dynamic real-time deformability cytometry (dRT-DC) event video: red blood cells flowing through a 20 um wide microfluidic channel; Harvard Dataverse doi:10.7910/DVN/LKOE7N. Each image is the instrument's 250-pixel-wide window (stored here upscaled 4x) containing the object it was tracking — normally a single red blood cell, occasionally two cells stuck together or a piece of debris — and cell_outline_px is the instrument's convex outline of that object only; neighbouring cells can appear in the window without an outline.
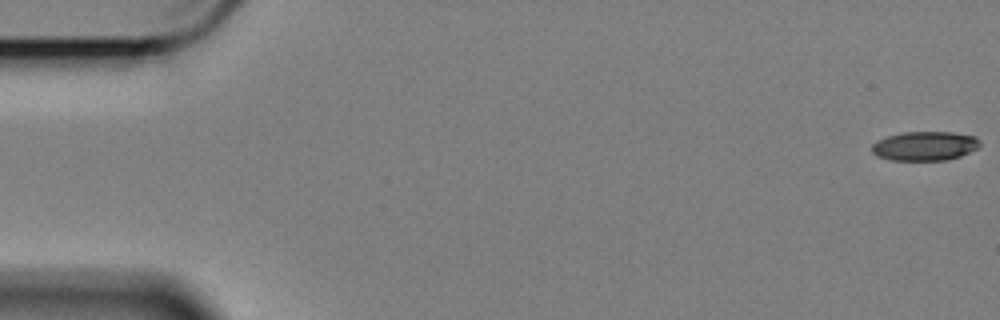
{"species": "Egyptian fruit bat (a non-hibernating species)", "species_latin": "Rousettus aegyptiacus", "temperature_condition": "cold", "stored_images_in_passage": 59, "camera_frame_rate_fps": 3000, "um_per_image_px": 0.085, "animal": {"sex": "female"}, "frame": {"image": 1, "passage_image": 1, "time_ms": 0.0, "image_size_px": [1000, 320], "cell_outline_px": [[980, 144], [976, 148], [960, 156], [948, 160], [892, 160], [880, 156], [872, 152], [872, 144], [888, 136], [904, 132], [952, 132], [976, 136], [980, 140]], "centroid_in_image_um": [78.65, 12.4], "position_along_channel_um": 6.4, "area_um2": 18.15}}
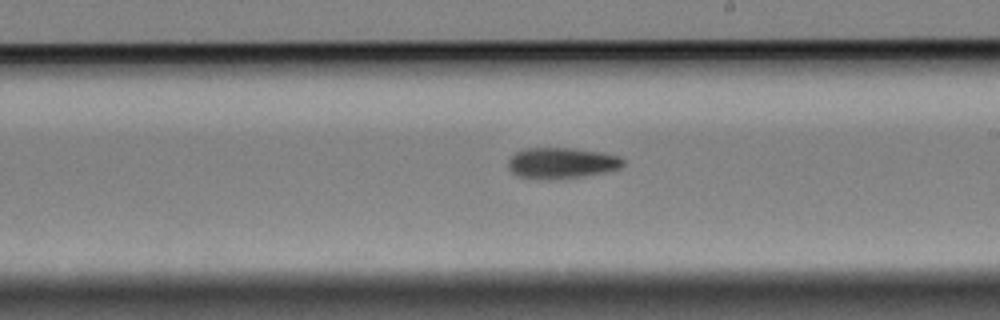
{"frame": {"image": 2, "passage_image": 34, "time_ms": 11.0, "image_size_px": [1000, 320], "cell_outline_px": [[624, 164], [620, 168], [604, 172], [584, 176], [556, 180], [544, 180], [516, 176], [508, 168], [508, 160], [516, 152], [528, 148], [572, 148], [600, 152], [620, 156], [624, 160]], "centroid_in_image_um": [47.72, 13.87], "position_along_channel_um": 241.3, "area_um2": 20.92}}
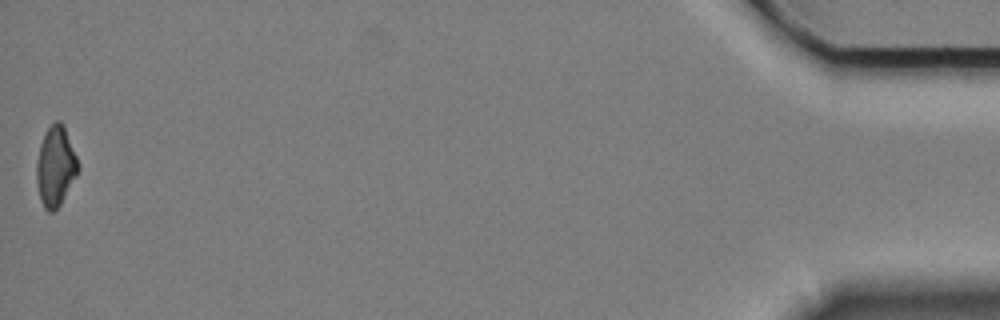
{"frame": {"image": 3, "passage_image": 59, "time_ms": 19.333, "image_size_px": [1000, 320], "cell_outline_px": [[80, 168], [76, 176], [60, 204], [52, 212], [48, 212], [44, 208], [40, 200], [36, 180], [36, 164], [40, 144], [48, 128], [56, 120], [60, 120], [64, 124], [76, 156]], "centroid_in_image_um": [4.72, 14.13], "position_along_channel_um": 430.5, "area_um2": 19.25}, "authors_computed_cell_mechanics": {"area_um2": 19.9988, "velocity_mm_per_s": 3.4003, "shape_relaxation_time_tau1_ms": 5.7234, "shape_relaxation_time_tau2_ms": null, "deformation_change_tau1": 0.1639, "deformation_change_tau2": null}}